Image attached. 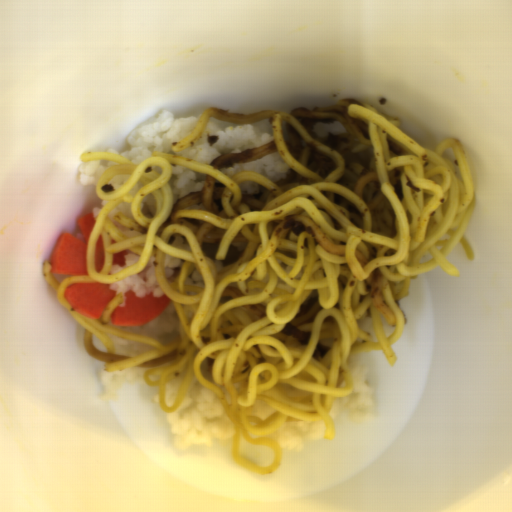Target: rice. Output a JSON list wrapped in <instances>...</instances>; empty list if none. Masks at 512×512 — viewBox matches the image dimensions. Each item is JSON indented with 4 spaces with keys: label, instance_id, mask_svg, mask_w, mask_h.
Returning a JSON list of instances; mask_svg holds the SVG:
<instances>
[{
    "label": "rice",
    "instance_id": "29a250f4",
    "mask_svg": "<svg viewBox=\"0 0 512 512\" xmlns=\"http://www.w3.org/2000/svg\"><path fill=\"white\" fill-rule=\"evenodd\" d=\"M108 200L107 199H102L101 198V201H100V205L99 207L97 208H94L93 211L91 212L93 217H94V221L95 223L97 222L102 210L105 208V206L108 204Z\"/></svg>",
    "mask_w": 512,
    "mask_h": 512
},
{
    "label": "rice",
    "instance_id": "a0d8f996",
    "mask_svg": "<svg viewBox=\"0 0 512 512\" xmlns=\"http://www.w3.org/2000/svg\"><path fill=\"white\" fill-rule=\"evenodd\" d=\"M140 213L146 218L155 217L156 200L153 193H149L141 200Z\"/></svg>",
    "mask_w": 512,
    "mask_h": 512
},
{
    "label": "rice",
    "instance_id": "5b1b7eff",
    "mask_svg": "<svg viewBox=\"0 0 512 512\" xmlns=\"http://www.w3.org/2000/svg\"><path fill=\"white\" fill-rule=\"evenodd\" d=\"M242 195L251 197L256 200H260L264 197L266 189L262 184L245 180L238 184Z\"/></svg>",
    "mask_w": 512,
    "mask_h": 512
},
{
    "label": "rice",
    "instance_id": "e3fd555f",
    "mask_svg": "<svg viewBox=\"0 0 512 512\" xmlns=\"http://www.w3.org/2000/svg\"><path fill=\"white\" fill-rule=\"evenodd\" d=\"M326 427L319 421H286L270 438L279 444L283 451L302 450L308 440H318L324 437Z\"/></svg>",
    "mask_w": 512,
    "mask_h": 512
},
{
    "label": "rice",
    "instance_id": "5dc3fc45",
    "mask_svg": "<svg viewBox=\"0 0 512 512\" xmlns=\"http://www.w3.org/2000/svg\"><path fill=\"white\" fill-rule=\"evenodd\" d=\"M186 284L193 286H201L203 285V277L200 271L194 269L186 278Z\"/></svg>",
    "mask_w": 512,
    "mask_h": 512
},
{
    "label": "rice",
    "instance_id": "a6de957c",
    "mask_svg": "<svg viewBox=\"0 0 512 512\" xmlns=\"http://www.w3.org/2000/svg\"><path fill=\"white\" fill-rule=\"evenodd\" d=\"M275 414V409L267 405L258 399L257 403L253 406L252 415L260 418H268L271 415Z\"/></svg>",
    "mask_w": 512,
    "mask_h": 512
},
{
    "label": "rice",
    "instance_id": "0b520998",
    "mask_svg": "<svg viewBox=\"0 0 512 512\" xmlns=\"http://www.w3.org/2000/svg\"><path fill=\"white\" fill-rule=\"evenodd\" d=\"M150 368L134 367L123 371L107 372L104 367L99 371L100 384L103 386V398L117 400L119 389L125 384H134L145 380L146 371Z\"/></svg>",
    "mask_w": 512,
    "mask_h": 512
},
{
    "label": "rice",
    "instance_id": "e7b20468",
    "mask_svg": "<svg viewBox=\"0 0 512 512\" xmlns=\"http://www.w3.org/2000/svg\"><path fill=\"white\" fill-rule=\"evenodd\" d=\"M114 165H120L118 162L107 160L83 161L79 166L81 185L96 187V184L105 170Z\"/></svg>",
    "mask_w": 512,
    "mask_h": 512
},
{
    "label": "rice",
    "instance_id": "023b6e5f",
    "mask_svg": "<svg viewBox=\"0 0 512 512\" xmlns=\"http://www.w3.org/2000/svg\"><path fill=\"white\" fill-rule=\"evenodd\" d=\"M164 418L179 451L191 447L212 446L214 440H232L235 421L228 417L223 404L212 389L194 375L187 387L181 406Z\"/></svg>",
    "mask_w": 512,
    "mask_h": 512
},
{
    "label": "rice",
    "instance_id": "d2b440a0",
    "mask_svg": "<svg viewBox=\"0 0 512 512\" xmlns=\"http://www.w3.org/2000/svg\"><path fill=\"white\" fill-rule=\"evenodd\" d=\"M111 344L113 351L117 354H124V355H131V356H137L139 354H142L144 352H147L151 349H153L154 346L144 344L135 340L111 335Z\"/></svg>",
    "mask_w": 512,
    "mask_h": 512
},
{
    "label": "rice",
    "instance_id": "a3056103",
    "mask_svg": "<svg viewBox=\"0 0 512 512\" xmlns=\"http://www.w3.org/2000/svg\"><path fill=\"white\" fill-rule=\"evenodd\" d=\"M231 179L241 171L256 172L271 182L285 180L290 167L278 153H271L255 161H246L230 168H219Z\"/></svg>",
    "mask_w": 512,
    "mask_h": 512
},
{
    "label": "rice",
    "instance_id": "6a4a8fe4",
    "mask_svg": "<svg viewBox=\"0 0 512 512\" xmlns=\"http://www.w3.org/2000/svg\"><path fill=\"white\" fill-rule=\"evenodd\" d=\"M184 373H180L177 377L166 383L165 386V405L171 407L176 401Z\"/></svg>",
    "mask_w": 512,
    "mask_h": 512
},
{
    "label": "rice",
    "instance_id": "f2f60c81",
    "mask_svg": "<svg viewBox=\"0 0 512 512\" xmlns=\"http://www.w3.org/2000/svg\"><path fill=\"white\" fill-rule=\"evenodd\" d=\"M206 181V173L177 164L172 165L171 176L168 182L171 186L173 197L182 199L189 193L203 191Z\"/></svg>",
    "mask_w": 512,
    "mask_h": 512
},
{
    "label": "rice",
    "instance_id": "fb1fb577",
    "mask_svg": "<svg viewBox=\"0 0 512 512\" xmlns=\"http://www.w3.org/2000/svg\"><path fill=\"white\" fill-rule=\"evenodd\" d=\"M184 259L177 258L170 254H165L163 261L164 278L166 281L173 282L180 274Z\"/></svg>",
    "mask_w": 512,
    "mask_h": 512
},
{
    "label": "rice",
    "instance_id": "8eca5e8b",
    "mask_svg": "<svg viewBox=\"0 0 512 512\" xmlns=\"http://www.w3.org/2000/svg\"><path fill=\"white\" fill-rule=\"evenodd\" d=\"M348 364L353 390L347 397H335L328 413L332 422L340 413H344L357 424L376 419L378 415L373 403L374 386L366 382L368 365L361 362L359 352L350 356Z\"/></svg>",
    "mask_w": 512,
    "mask_h": 512
},
{
    "label": "rice",
    "instance_id": "b023fe2a",
    "mask_svg": "<svg viewBox=\"0 0 512 512\" xmlns=\"http://www.w3.org/2000/svg\"><path fill=\"white\" fill-rule=\"evenodd\" d=\"M182 326L173 300L159 316L142 326H117L110 323V327L143 335L161 344L172 342Z\"/></svg>",
    "mask_w": 512,
    "mask_h": 512
},
{
    "label": "rice",
    "instance_id": "50a67109",
    "mask_svg": "<svg viewBox=\"0 0 512 512\" xmlns=\"http://www.w3.org/2000/svg\"><path fill=\"white\" fill-rule=\"evenodd\" d=\"M130 204L131 202L120 201L107 215L110 223L114 225L122 233V235L128 239L141 233L122 224L120 221L116 219L115 215L117 213H120L124 218H132Z\"/></svg>",
    "mask_w": 512,
    "mask_h": 512
},
{
    "label": "rice",
    "instance_id": "652b925c",
    "mask_svg": "<svg viewBox=\"0 0 512 512\" xmlns=\"http://www.w3.org/2000/svg\"><path fill=\"white\" fill-rule=\"evenodd\" d=\"M202 115L175 118L171 111L161 110L155 119L129 134L127 140L131 147L124 153H118L113 147L108 148L106 153L123 156L139 165L153 153L190 157L211 165L223 153L250 150L275 139L274 128L267 119L254 123H234L210 117L203 133L191 146L174 152L173 145L191 134ZM209 134L219 137L213 147L207 143Z\"/></svg>",
    "mask_w": 512,
    "mask_h": 512
},
{
    "label": "rice",
    "instance_id": "9e0e92f6",
    "mask_svg": "<svg viewBox=\"0 0 512 512\" xmlns=\"http://www.w3.org/2000/svg\"><path fill=\"white\" fill-rule=\"evenodd\" d=\"M124 250H126V252H127V254L125 255V263L123 265L111 266L108 276L114 275V274L121 272L129 267H132L140 261V256L138 253L133 252L126 248Z\"/></svg>",
    "mask_w": 512,
    "mask_h": 512
},
{
    "label": "rice",
    "instance_id": "acb35da6",
    "mask_svg": "<svg viewBox=\"0 0 512 512\" xmlns=\"http://www.w3.org/2000/svg\"><path fill=\"white\" fill-rule=\"evenodd\" d=\"M109 290H115L116 295L121 293L122 300L117 305L120 307L125 306L128 291H133L137 298L148 296L150 293H153L155 297L164 296L166 293H164L157 278L155 255L149 257L143 269L136 274L109 283Z\"/></svg>",
    "mask_w": 512,
    "mask_h": 512
}]
</instances>
